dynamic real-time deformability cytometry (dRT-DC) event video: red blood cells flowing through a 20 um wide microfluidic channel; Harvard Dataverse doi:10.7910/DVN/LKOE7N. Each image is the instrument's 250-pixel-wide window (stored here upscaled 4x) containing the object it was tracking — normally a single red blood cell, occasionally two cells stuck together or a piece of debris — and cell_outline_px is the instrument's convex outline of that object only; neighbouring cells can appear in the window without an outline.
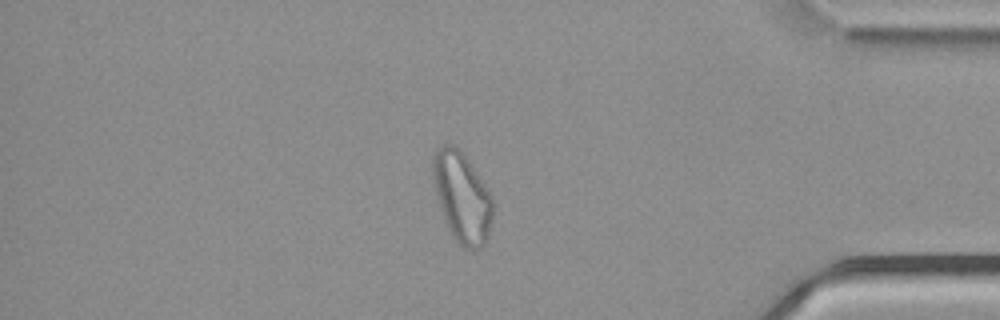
{"species": "common noctule bat (a hibernating species)", "species_latin": "Nyctalus noctula", "temperature_condition": "cold", "stored_images_in_passage": 56, "camera_frame_rate_fps": 3000, "um_per_image_px": 0.085, "animal": {"sex": "male", "body_mass_g": 21.5, "forearm_length_mm": 52.0}, "frame": {"image": 1, "passage_image": 48, "time_ms": 15.667, "image_size_px": [1000, 320], "cell_outline_px": [[492, 220], [488, 236], [484, 244], [480, 248], [464, 248], [452, 236], [448, 228], [440, 208], [432, 176], [432, 156], [444, 144], [456, 144], [460, 148], [492, 196]], "centroid_in_image_um": [39.26, 16.74], "position_along_channel_um": 395.9, "area_um2": 31.21}}